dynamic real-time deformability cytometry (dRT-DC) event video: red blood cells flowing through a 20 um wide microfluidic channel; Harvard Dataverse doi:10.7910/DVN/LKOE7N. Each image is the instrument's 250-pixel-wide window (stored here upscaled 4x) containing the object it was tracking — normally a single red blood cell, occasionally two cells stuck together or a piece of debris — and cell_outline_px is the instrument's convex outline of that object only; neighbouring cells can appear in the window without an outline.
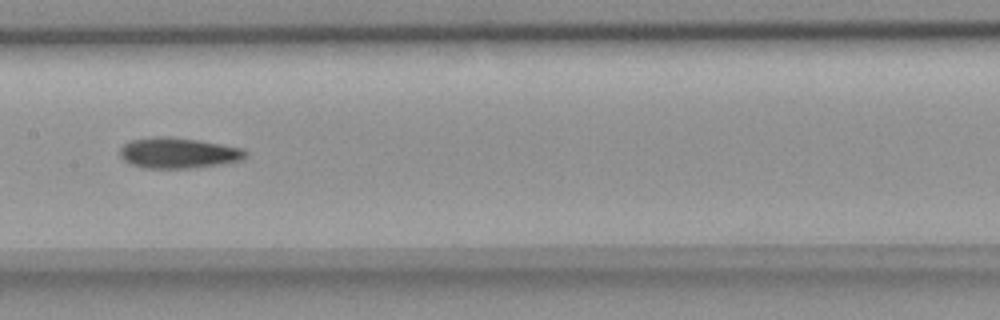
{"species": "common noctule bat (a hibernating species)", "species_latin": "Nyctalus noctula", "temperature_condition": "room temperature", "stored_images_in_passage": 39, "camera_frame_rate_fps": 3000, "um_per_image_px": 0.085, "animal": {"sex": "female", "body_mass_g": 18.4}, "frame": {"image": 1, "passage_image": 12, "time_ms": 3.667, "image_size_px": [1000, 320], "cell_outline_px": [[248, 156], [240, 160], [220, 164], [188, 168], [144, 168], [132, 164], [124, 160], [120, 156], [120, 148], [124, 144], [132, 140], [156, 136], [168, 136], [196, 140], [244, 148], [248, 152]], "centroid_in_image_um": [15.16, 13.0], "position_along_channel_um": 192.2, "area_um2": 22.31}}
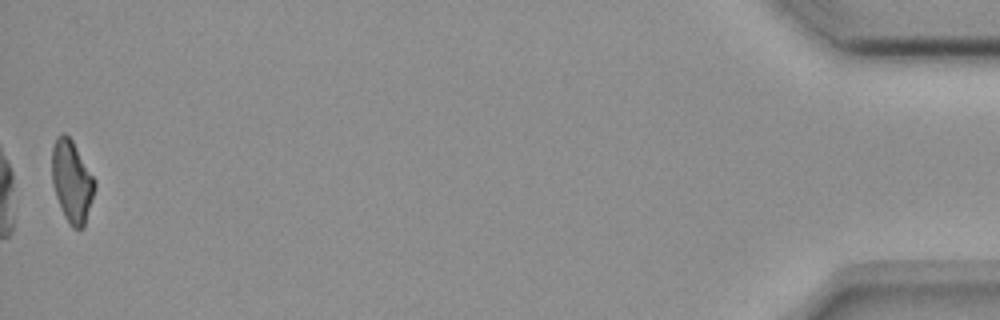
{"frame": {"image": 2, "passage_image": 39, "time_ms": 12.667, "image_size_px": [1000, 320], "cell_outline_px": [[96, 188], [84, 228], [72, 228], [64, 216], [56, 196], [52, 184], [52, 148], [56, 136], [64, 132], [72, 140], [96, 180]], "centroid_in_image_um": [6.12, 15.42], "position_along_channel_um": 429.1, "area_um2": 20.58}, "authors_computed_cell_mechanics": {"area_um2": 21.5594, "velocity_mm_per_s": 3.6809, "shape_relaxation_time_tau1_ms": null, "shape_relaxation_time_tau2_ms": 4.9081, "deformation_change_tau1": null, "deformation_change_tau2": 0.1276}}